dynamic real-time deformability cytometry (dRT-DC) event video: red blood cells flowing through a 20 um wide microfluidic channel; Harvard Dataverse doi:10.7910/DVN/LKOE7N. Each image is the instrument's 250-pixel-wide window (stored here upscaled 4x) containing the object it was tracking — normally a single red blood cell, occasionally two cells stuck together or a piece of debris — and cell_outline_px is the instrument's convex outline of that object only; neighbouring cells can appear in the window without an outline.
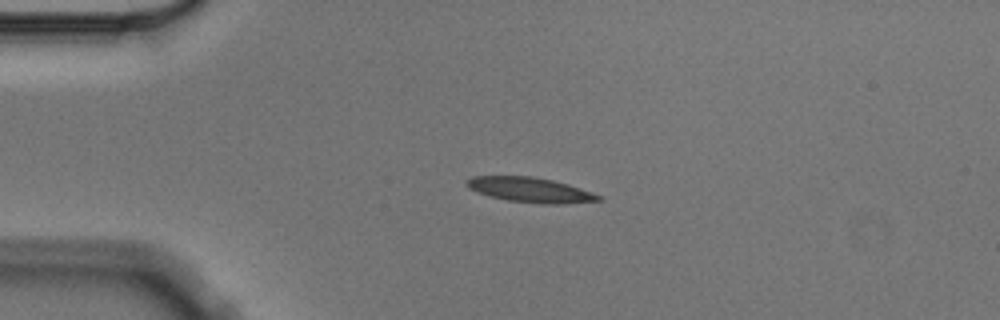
{"species": "Egyptian fruit bat (a non-hibernating species)", "species_latin": "Rousettus aegyptiacus", "temperature_condition": "cold", "stored_images_in_passage": 4, "camera_frame_rate_fps": 3000, "um_per_image_px": 0.085, "animal": {"sex": "male"}, "frame": {"image": 1, "passage_image": 3, "time_ms": 0.667, "image_size_px": [1000, 320], "cell_outline_px": [[604, 200], [560, 204], [540, 204], [508, 200], [488, 196], [476, 192], [468, 188], [464, 184], [464, 180], [472, 176], [532, 176], [552, 180], [568, 184], [604, 196]], "centroid_in_image_um": [45.05, 16.14], "position_along_channel_um": 39.9, "area_um2": 19.42}}